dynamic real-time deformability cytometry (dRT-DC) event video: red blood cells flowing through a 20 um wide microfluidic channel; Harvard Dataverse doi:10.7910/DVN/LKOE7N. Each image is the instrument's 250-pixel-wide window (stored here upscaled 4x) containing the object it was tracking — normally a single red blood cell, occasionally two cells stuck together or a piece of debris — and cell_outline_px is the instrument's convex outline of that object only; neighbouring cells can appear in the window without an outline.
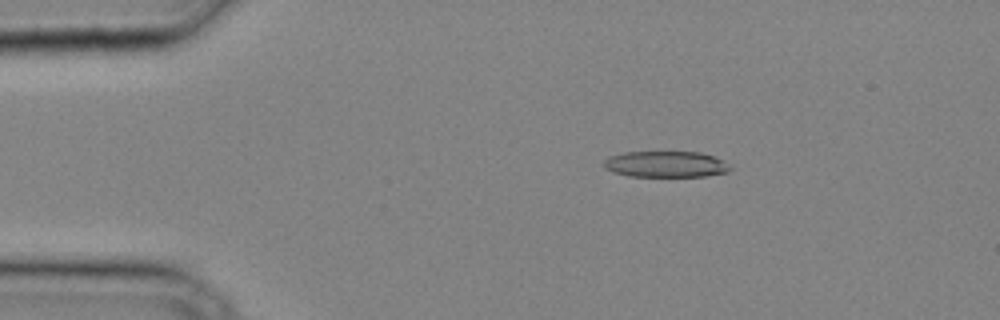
{"species": "common noctule bat (a hibernating species)", "species_latin": "Nyctalus noctula", "temperature_condition": "cold", "stored_images_in_passage": 35, "camera_frame_rate_fps": 3000, "um_per_image_px": 0.085, "animal": {"sex": "male", "body_mass_g": 20.4}, "frame": {"image": 1, "passage_image": 7, "time_ms": 2.0, "image_size_px": [1000, 320], "cell_outline_px": [[732, 168], [728, 172], [704, 176], [628, 176], [612, 172], [604, 168], [604, 160], [608, 156], [624, 152], [700, 152], [712, 156], [720, 160]], "centroid_in_image_um": [56.52, 13.96], "position_along_channel_um": 28.5, "area_um2": 19.13}}
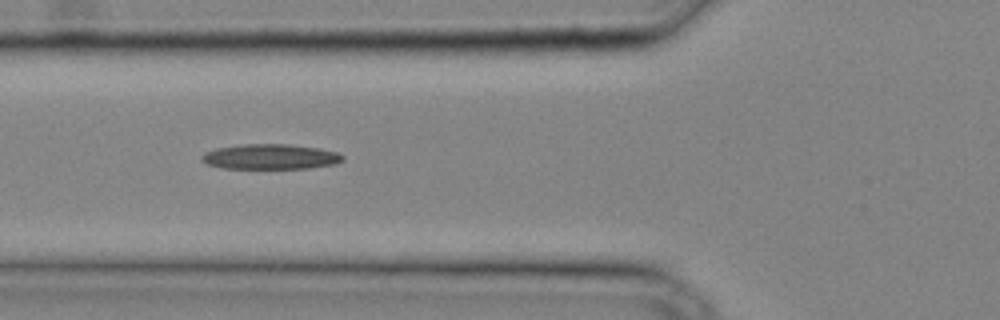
{"frame": {"image": 2, "passage_image": 14, "time_ms": 4.333, "image_size_px": [1000, 320], "cell_outline_px": [[344, 160], [336, 164], [308, 168], [224, 168], [208, 164], [200, 160], [200, 156], [204, 152], [216, 148], [240, 144], [288, 144], [320, 148], [336, 152], [344, 156]], "centroid_in_image_um": [22.98, 13.31], "position_along_channel_um": 102.8, "area_um2": 20.75}}
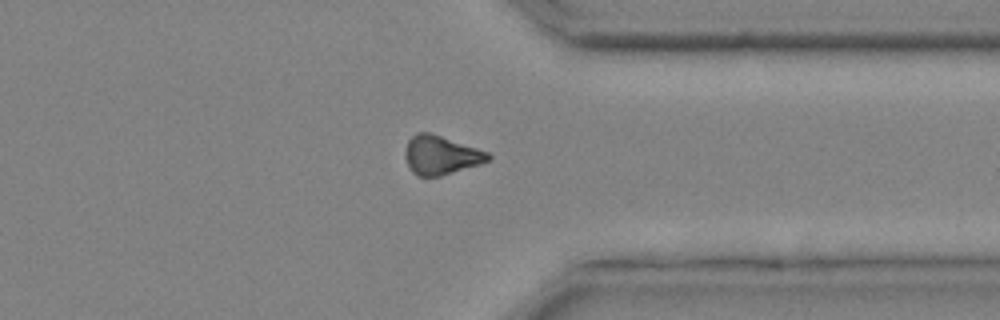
{"frame": {"image": 3, "passage_image": 29, "time_ms": 9.333, "image_size_px": [1000, 320], "cell_outline_px": [[492, 156], [488, 160], [480, 164], [440, 176], [416, 176], [412, 172], [404, 156], [404, 152], [408, 140], [416, 132], [428, 132], [488, 152]], "centroid_in_image_um": [37.43, 13.19], "position_along_channel_um": 374.0, "area_um2": 18.55}}